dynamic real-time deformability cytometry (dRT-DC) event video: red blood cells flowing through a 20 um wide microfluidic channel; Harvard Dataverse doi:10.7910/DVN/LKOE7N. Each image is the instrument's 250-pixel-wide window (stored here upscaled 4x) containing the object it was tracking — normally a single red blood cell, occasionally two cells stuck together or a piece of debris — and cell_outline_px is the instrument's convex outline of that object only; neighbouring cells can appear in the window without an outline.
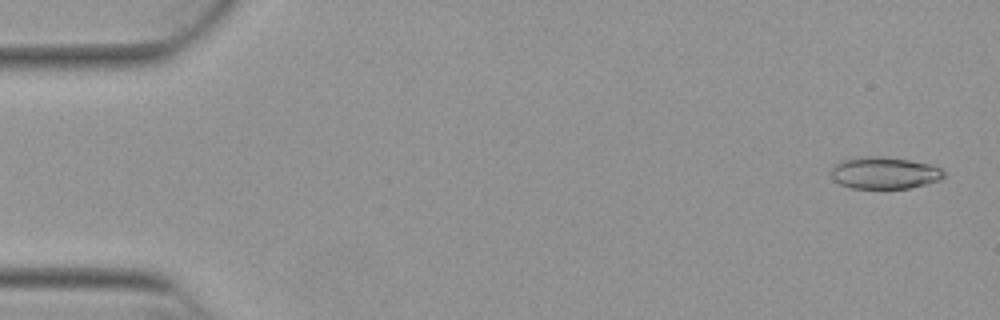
{"species": "Egyptian fruit bat (a non-hibernating species)", "species_latin": "Rousettus aegyptiacus", "temperature_condition": "warm", "stored_images_in_passage": 17, "camera_frame_rate_fps": 3000, "um_per_image_px": 0.085, "animal": {"sex": "female"}, "frame": {"image": 1, "passage_image": 2, "time_ms": 0.333, "image_size_px": [1000, 320], "cell_outline_px": [[944, 176], [940, 180], [908, 188], [852, 188], [840, 184], [832, 180], [832, 164], [840, 160], [860, 156], [884, 156], [908, 160], [928, 164], [940, 168], [944, 172]], "centroid_in_image_um": [75.11, 14.68], "position_along_channel_um": 9.9, "area_um2": 21.04}}